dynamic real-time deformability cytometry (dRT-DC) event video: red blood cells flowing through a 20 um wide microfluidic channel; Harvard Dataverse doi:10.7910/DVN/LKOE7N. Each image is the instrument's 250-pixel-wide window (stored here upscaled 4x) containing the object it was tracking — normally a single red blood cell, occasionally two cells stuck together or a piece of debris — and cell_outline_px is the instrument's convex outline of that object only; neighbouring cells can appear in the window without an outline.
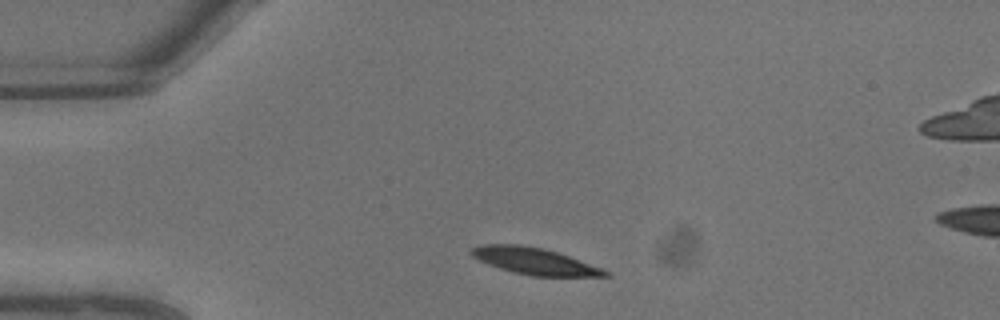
{"species": "common noctule bat (a hibernating species)", "species_latin": "Nyctalus noctula", "temperature_condition": "warm", "stored_images_in_passage": 4, "camera_frame_rate_fps": 3000, "um_per_image_px": 0.085, "animal": {"sex": "male", "body_mass_g": 13.3}, "frame": {"image": 1, "passage_image": 1, "time_ms": 0.0, "image_size_px": [1000, 320], "cell_outline_px": [[608, 276], [532, 276], [512, 272], [488, 264], [472, 256], [468, 252], [472, 248], [480, 244], [520, 244], [544, 248], [604, 268], [608, 272]], "centroid_in_image_um": [45.4, 22.18], "position_along_channel_um": 39.6, "area_um2": 20.75}}
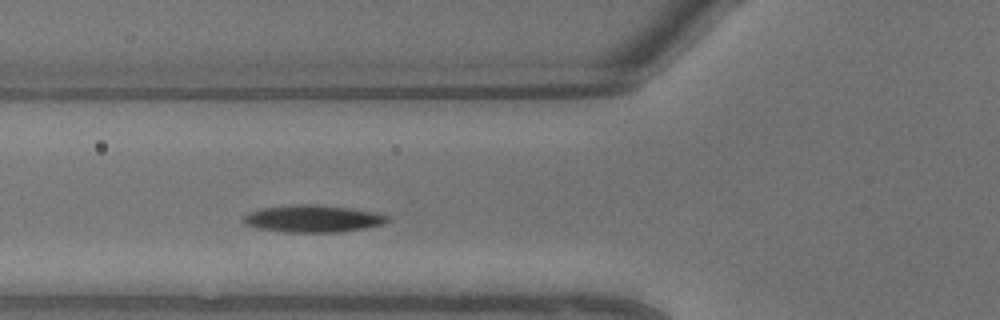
{"frame": {"image": 2, "passage_image": 4, "time_ms": 1.0, "image_size_px": [1000, 320], "cell_outline_px": [[388, 220], [384, 224], [364, 228], [340, 232], [288, 232], [256, 228], [248, 224], [244, 220], [244, 216], [248, 212], [260, 208], [292, 204], [316, 204], [352, 208], [376, 212], [388, 216]], "centroid_in_image_um": [26.61, 18.57], "position_along_channel_um": 99.2, "area_um2": 22.83}}